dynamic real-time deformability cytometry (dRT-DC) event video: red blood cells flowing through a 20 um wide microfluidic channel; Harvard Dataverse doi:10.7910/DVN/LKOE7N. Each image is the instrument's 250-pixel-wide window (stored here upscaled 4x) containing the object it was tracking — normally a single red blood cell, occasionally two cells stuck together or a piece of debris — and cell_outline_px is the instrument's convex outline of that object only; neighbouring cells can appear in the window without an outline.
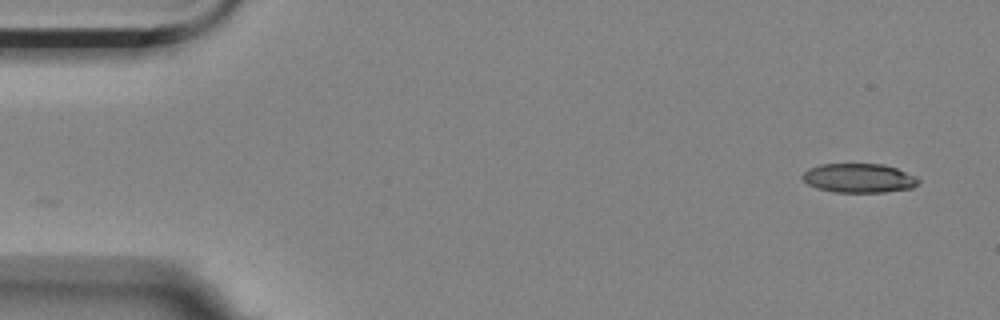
{"species": "Egyptian fruit bat (a non-hibernating species)", "species_latin": "Rousettus aegyptiacus", "temperature_condition": "room temperature", "stored_images_in_passage": 50, "camera_frame_rate_fps": 3000, "um_per_image_px": 0.085, "animal": {"sex": "female"}, "frame": {"image": 1, "passage_image": 1, "time_ms": 0.0, "image_size_px": [1000, 320], "cell_outline_px": [[920, 180], [912, 188], [884, 192], [832, 192], [816, 188], [808, 184], [800, 176], [808, 168], [820, 164], [884, 164], [896, 168], [916, 176]], "centroid_in_image_um": [72.98, 15.13], "position_along_channel_um": 12.0, "area_um2": 19.77}}
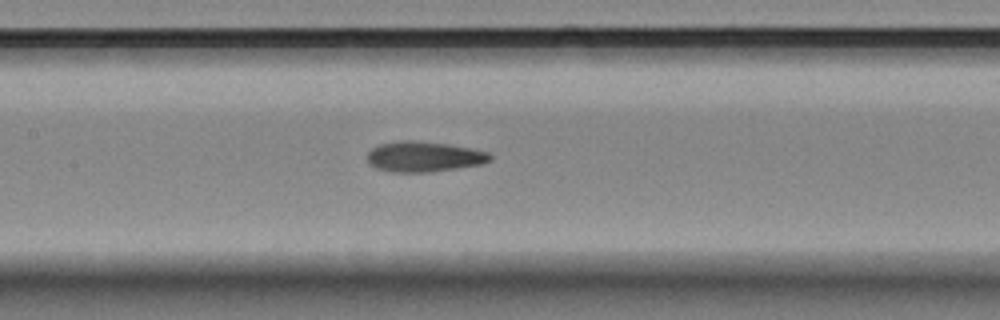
{"frame": {"image": 2, "passage_image": 24, "time_ms": 7.667, "image_size_px": [1000, 320], "cell_outline_px": [[492, 160], [480, 164], [456, 168], [428, 172], [392, 172], [376, 168], [368, 164], [368, 152], [372, 148], [380, 144], [404, 140], [416, 140], [448, 144], [488, 152], [492, 156]], "centroid_in_image_um": [36.01, 13.31], "position_along_channel_um": 171.4, "area_um2": 21.62}}
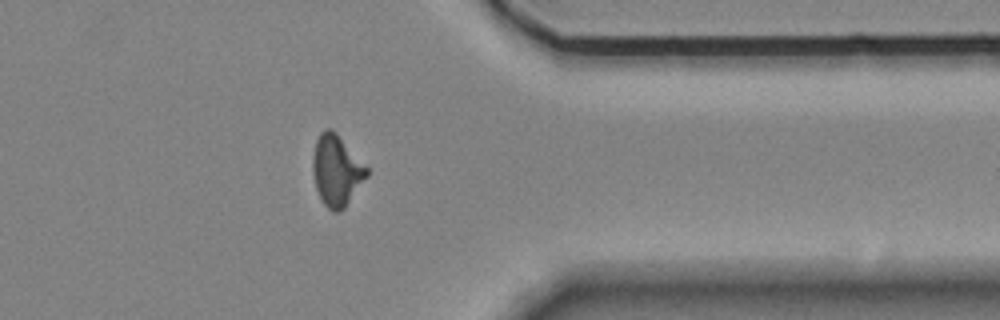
{"frame": {"image": 3, "passage_image": 43, "time_ms": 14.0, "image_size_px": [1000, 320], "cell_outline_px": [[368, 176], [344, 208], [340, 212], [332, 212], [324, 204], [316, 188], [312, 172], [312, 156], [316, 140], [320, 132], [324, 128], [332, 128], [336, 132], [368, 168]], "centroid_in_image_um": [28.59, 14.48], "position_along_channel_um": 382.8, "area_um2": 22.37}, "authors_computed_cell_mechanics": {"area_um2": 21.4149, "velocity_mm_per_s": 3.5121, "shape_relaxation_time_tau1_ms": null, "shape_relaxation_time_tau2_ms": 2.0466, "deformation_change_tau1": null, "deformation_change_tau2": 0.0991}}